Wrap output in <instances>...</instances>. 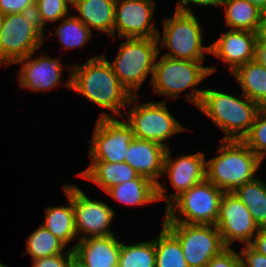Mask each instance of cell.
I'll list each match as a JSON object with an SVG mask.
<instances>
[{"label":"cell","mask_w":266,"mask_h":267,"mask_svg":"<svg viewBox=\"0 0 266 267\" xmlns=\"http://www.w3.org/2000/svg\"><path fill=\"white\" fill-rule=\"evenodd\" d=\"M45 32L34 12L3 15L0 32V65L5 68L27 57L44 45Z\"/></svg>","instance_id":"obj_9"},{"label":"cell","mask_w":266,"mask_h":267,"mask_svg":"<svg viewBox=\"0 0 266 267\" xmlns=\"http://www.w3.org/2000/svg\"><path fill=\"white\" fill-rule=\"evenodd\" d=\"M167 148L148 140L134 139L128 148L124 162L129 164L140 176L160 183Z\"/></svg>","instance_id":"obj_18"},{"label":"cell","mask_w":266,"mask_h":267,"mask_svg":"<svg viewBox=\"0 0 266 267\" xmlns=\"http://www.w3.org/2000/svg\"><path fill=\"white\" fill-rule=\"evenodd\" d=\"M224 133L222 140H242L249 132L261 107L244 94L205 88L197 107Z\"/></svg>","instance_id":"obj_3"},{"label":"cell","mask_w":266,"mask_h":267,"mask_svg":"<svg viewBox=\"0 0 266 267\" xmlns=\"http://www.w3.org/2000/svg\"><path fill=\"white\" fill-rule=\"evenodd\" d=\"M242 141L262 160L266 157V107H262Z\"/></svg>","instance_id":"obj_32"},{"label":"cell","mask_w":266,"mask_h":267,"mask_svg":"<svg viewBox=\"0 0 266 267\" xmlns=\"http://www.w3.org/2000/svg\"><path fill=\"white\" fill-rule=\"evenodd\" d=\"M67 267H87L77 256L73 255L69 261Z\"/></svg>","instance_id":"obj_40"},{"label":"cell","mask_w":266,"mask_h":267,"mask_svg":"<svg viewBox=\"0 0 266 267\" xmlns=\"http://www.w3.org/2000/svg\"><path fill=\"white\" fill-rule=\"evenodd\" d=\"M255 59L266 67V37L258 35Z\"/></svg>","instance_id":"obj_39"},{"label":"cell","mask_w":266,"mask_h":267,"mask_svg":"<svg viewBox=\"0 0 266 267\" xmlns=\"http://www.w3.org/2000/svg\"><path fill=\"white\" fill-rule=\"evenodd\" d=\"M253 5H256L261 11L266 9V0H245Z\"/></svg>","instance_id":"obj_42"},{"label":"cell","mask_w":266,"mask_h":267,"mask_svg":"<svg viewBox=\"0 0 266 267\" xmlns=\"http://www.w3.org/2000/svg\"><path fill=\"white\" fill-rule=\"evenodd\" d=\"M54 34L61 44V47L67 49L84 48L91 41L93 32L75 15H68L60 19Z\"/></svg>","instance_id":"obj_29"},{"label":"cell","mask_w":266,"mask_h":267,"mask_svg":"<svg viewBox=\"0 0 266 267\" xmlns=\"http://www.w3.org/2000/svg\"><path fill=\"white\" fill-rule=\"evenodd\" d=\"M215 152L206 159V179L224 192H233L254 180L262 160L242 140H222Z\"/></svg>","instance_id":"obj_4"},{"label":"cell","mask_w":266,"mask_h":267,"mask_svg":"<svg viewBox=\"0 0 266 267\" xmlns=\"http://www.w3.org/2000/svg\"><path fill=\"white\" fill-rule=\"evenodd\" d=\"M233 193L245 204L259 230H266V181L255 178L237 187Z\"/></svg>","instance_id":"obj_26"},{"label":"cell","mask_w":266,"mask_h":267,"mask_svg":"<svg viewBox=\"0 0 266 267\" xmlns=\"http://www.w3.org/2000/svg\"><path fill=\"white\" fill-rule=\"evenodd\" d=\"M156 250L154 238L129 245L121 240L118 267H155Z\"/></svg>","instance_id":"obj_30"},{"label":"cell","mask_w":266,"mask_h":267,"mask_svg":"<svg viewBox=\"0 0 266 267\" xmlns=\"http://www.w3.org/2000/svg\"><path fill=\"white\" fill-rule=\"evenodd\" d=\"M86 169L76 174L81 179L89 180L96 184L101 191L108 189L128 180H133L139 174L126 162L91 161Z\"/></svg>","instance_id":"obj_20"},{"label":"cell","mask_w":266,"mask_h":267,"mask_svg":"<svg viewBox=\"0 0 266 267\" xmlns=\"http://www.w3.org/2000/svg\"><path fill=\"white\" fill-rule=\"evenodd\" d=\"M259 35L266 37V9L262 11Z\"/></svg>","instance_id":"obj_41"},{"label":"cell","mask_w":266,"mask_h":267,"mask_svg":"<svg viewBox=\"0 0 266 267\" xmlns=\"http://www.w3.org/2000/svg\"><path fill=\"white\" fill-rule=\"evenodd\" d=\"M249 245L258 253L266 256V230H259Z\"/></svg>","instance_id":"obj_38"},{"label":"cell","mask_w":266,"mask_h":267,"mask_svg":"<svg viewBox=\"0 0 266 267\" xmlns=\"http://www.w3.org/2000/svg\"><path fill=\"white\" fill-rule=\"evenodd\" d=\"M70 6L65 0H35L34 14L39 27L45 32L49 23H56L68 16Z\"/></svg>","instance_id":"obj_31"},{"label":"cell","mask_w":266,"mask_h":267,"mask_svg":"<svg viewBox=\"0 0 266 267\" xmlns=\"http://www.w3.org/2000/svg\"><path fill=\"white\" fill-rule=\"evenodd\" d=\"M160 54L159 51L151 81L153 93L165 96L166 100L162 101H167V97L177 99L181 93L190 89L189 93H185L186 99L197 108L205 89L195 87L212 76L218 70L217 67L204 66V61L173 59Z\"/></svg>","instance_id":"obj_2"},{"label":"cell","mask_w":266,"mask_h":267,"mask_svg":"<svg viewBox=\"0 0 266 267\" xmlns=\"http://www.w3.org/2000/svg\"><path fill=\"white\" fill-rule=\"evenodd\" d=\"M134 139L133 129L124 118H100L95 123L93 138L87 140L88 157L91 161L124 162Z\"/></svg>","instance_id":"obj_12"},{"label":"cell","mask_w":266,"mask_h":267,"mask_svg":"<svg viewBox=\"0 0 266 267\" xmlns=\"http://www.w3.org/2000/svg\"><path fill=\"white\" fill-rule=\"evenodd\" d=\"M163 224L178 238L189 267H206L214 256L226 248L215 225L171 221H163Z\"/></svg>","instance_id":"obj_10"},{"label":"cell","mask_w":266,"mask_h":267,"mask_svg":"<svg viewBox=\"0 0 266 267\" xmlns=\"http://www.w3.org/2000/svg\"><path fill=\"white\" fill-rule=\"evenodd\" d=\"M171 18L161 21L163 35L158 31L159 51L167 50L164 55L173 59L205 61L206 53L210 54V45L205 46L203 25L194 12L174 8Z\"/></svg>","instance_id":"obj_5"},{"label":"cell","mask_w":266,"mask_h":267,"mask_svg":"<svg viewBox=\"0 0 266 267\" xmlns=\"http://www.w3.org/2000/svg\"><path fill=\"white\" fill-rule=\"evenodd\" d=\"M115 6L116 0H80L72 9L91 31L95 29L114 39Z\"/></svg>","instance_id":"obj_21"},{"label":"cell","mask_w":266,"mask_h":267,"mask_svg":"<svg viewBox=\"0 0 266 267\" xmlns=\"http://www.w3.org/2000/svg\"><path fill=\"white\" fill-rule=\"evenodd\" d=\"M35 53L36 51L12 64L21 65L15 78L20 88L43 93L56 89L61 84L71 90V77L63 83L62 72L66 69L60 59L46 55L44 50L40 52V56H36Z\"/></svg>","instance_id":"obj_14"},{"label":"cell","mask_w":266,"mask_h":267,"mask_svg":"<svg viewBox=\"0 0 266 267\" xmlns=\"http://www.w3.org/2000/svg\"><path fill=\"white\" fill-rule=\"evenodd\" d=\"M154 244L155 267H189L178 238L163 223L160 233L154 238Z\"/></svg>","instance_id":"obj_27"},{"label":"cell","mask_w":266,"mask_h":267,"mask_svg":"<svg viewBox=\"0 0 266 267\" xmlns=\"http://www.w3.org/2000/svg\"><path fill=\"white\" fill-rule=\"evenodd\" d=\"M239 254L242 267H266V256L258 253L250 245H243Z\"/></svg>","instance_id":"obj_35"},{"label":"cell","mask_w":266,"mask_h":267,"mask_svg":"<svg viewBox=\"0 0 266 267\" xmlns=\"http://www.w3.org/2000/svg\"><path fill=\"white\" fill-rule=\"evenodd\" d=\"M155 0H116L114 39L157 38Z\"/></svg>","instance_id":"obj_15"},{"label":"cell","mask_w":266,"mask_h":267,"mask_svg":"<svg viewBox=\"0 0 266 267\" xmlns=\"http://www.w3.org/2000/svg\"><path fill=\"white\" fill-rule=\"evenodd\" d=\"M221 7H224L226 27L259 34L262 11L256 5L245 0H224Z\"/></svg>","instance_id":"obj_25"},{"label":"cell","mask_w":266,"mask_h":267,"mask_svg":"<svg viewBox=\"0 0 266 267\" xmlns=\"http://www.w3.org/2000/svg\"><path fill=\"white\" fill-rule=\"evenodd\" d=\"M258 33L229 29L212 44L210 54L221 59L232 73L237 67L255 60Z\"/></svg>","instance_id":"obj_17"},{"label":"cell","mask_w":266,"mask_h":267,"mask_svg":"<svg viewBox=\"0 0 266 267\" xmlns=\"http://www.w3.org/2000/svg\"><path fill=\"white\" fill-rule=\"evenodd\" d=\"M105 54L106 51L83 64L64 65L71 77V91L114 114L103 111L98 119L121 118L122 108L129 104L132 95L119 81Z\"/></svg>","instance_id":"obj_1"},{"label":"cell","mask_w":266,"mask_h":267,"mask_svg":"<svg viewBox=\"0 0 266 267\" xmlns=\"http://www.w3.org/2000/svg\"><path fill=\"white\" fill-rule=\"evenodd\" d=\"M224 0H177L175 5L176 9L193 12L191 5L202 6V7H221ZM191 4V5H190Z\"/></svg>","instance_id":"obj_37"},{"label":"cell","mask_w":266,"mask_h":267,"mask_svg":"<svg viewBox=\"0 0 266 267\" xmlns=\"http://www.w3.org/2000/svg\"><path fill=\"white\" fill-rule=\"evenodd\" d=\"M63 192L68 205L48 206L44 210V222L41 223L54 236L60 239L67 247L78 237L75 229L74 210L71 201V184L64 183Z\"/></svg>","instance_id":"obj_22"},{"label":"cell","mask_w":266,"mask_h":267,"mask_svg":"<svg viewBox=\"0 0 266 267\" xmlns=\"http://www.w3.org/2000/svg\"><path fill=\"white\" fill-rule=\"evenodd\" d=\"M223 194V190L205 179L175 198L165 208L163 221L215 225Z\"/></svg>","instance_id":"obj_8"},{"label":"cell","mask_w":266,"mask_h":267,"mask_svg":"<svg viewBox=\"0 0 266 267\" xmlns=\"http://www.w3.org/2000/svg\"><path fill=\"white\" fill-rule=\"evenodd\" d=\"M74 253H60L55 256H48L32 260L31 267H67L69 259Z\"/></svg>","instance_id":"obj_36"},{"label":"cell","mask_w":266,"mask_h":267,"mask_svg":"<svg viewBox=\"0 0 266 267\" xmlns=\"http://www.w3.org/2000/svg\"><path fill=\"white\" fill-rule=\"evenodd\" d=\"M35 0H0V14L33 12Z\"/></svg>","instance_id":"obj_34"},{"label":"cell","mask_w":266,"mask_h":267,"mask_svg":"<svg viewBox=\"0 0 266 267\" xmlns=\"http://www.w3.org/2000/svg\"><path fill=\"white\" fill-rule=\"evenodd\" d=\"M0 267H9V266H7L5 264H2L1 261H0Z\"/></svg>","instance_id":"obj_45"},{"label":"cell","mask_w":266,"mask_h":267,"mask_svg":"<svg viewBox=\"0 0 266 267\" xmlns=\"http://www.w3.org/2000/svg\"><path fill=\"white\" fill-rule=\"evenodd\" d=\"M68 5L72 8L77 2H79L80 0H65Z\"/></svg>","instance_id":"obj_43"},{"label":"cell","mask_w":266,"mask_h":267,"mask_svg":"<svg viewBox=\"0 0 266 267\" xmlns=\"http://www.w3.org/2000/svg\"><path fill=\"white\" fill-rule=\"evenodd\" d=\"M139 95L132 96L129 110L124 111V119L133 129L134 137L140 140L154 141L169 149L167 140L175 134L187 131V127L175 118L167 106V101H149L142 103Z\"/></svg>","instance_id":"obj_7"},{"label":"cell","mask_w":266,"mask_h":267,"mask_svg":"<svg viewBox=\"0 0 266 267\" xmlns=\"http://www.w3.org/2000/svg\"><path fill=\"white\" fill-rule=\"evenodd\" d=\"M118 236L89 237L71 248L87 267H118L121 241Z\"/></svg>","instance_id":"obj_19"},{"label":"cell","mask_w":266,"mask_h":267,"mask_svg":"<svg viewBox=\"0 0 266 267\" xmlns=\"http://www.w3.org/2000/svg\"><path fill=\"white\" fill-rule=\"evenodd\" d=\"M239 83L242 94L258 104L266 107V67L256 59L237 67L231 73Z\"/></svg>","instance_id":"obj_24"},{"label":"cell","mask_w":266,"mask_h":267,"mask_svg":"<svg viewBox=\"0 0 266 267\" xmlns=\"http://www.w3.org/2000/svg\"><path fill=\"white\" fill-rule=\"evenodd\" d=\"M226 247L234 242L249 245L259 231L248 207L233 192H224L215 224Z\"/></svg>","instance_id":"obj_16"},{"label":"cell","mask_w":266,"mask_h":267,"mask_svg":"<svg viewBox=\"0 0 266 267\" xmlns=\"http://www.w3.org/2000/svg\"><path fill=\"white\" fill-rule=\"evenodd\" d=\"M113 61H108L121 84L137 96L146 79L153 77L159 54L157 38H124Z\"/></svg>","instance_id":"obj_6"},{"label":"cell","mask_w":266,"mask_h":267,"mask_svg":"<svg viewBox=\"0 0 266 267\" xmlns=\"http://www.w3.org/2000/svg\"><path fill=\"white\" fill-rule=\"evenodd\" d=\"M2 21H3V15L0 14V32H1V25H2Z\"/></svg>","instance_id":"obj_44"},{"label":"cell","mask_w":266,"mask_h":267,"mask_svg":"<svg viewBox=\"0 0 266 267\" xmlns=\"http://www.w3.org/2000/svg\"><path fill=\"white\" fill-rule=\"evenodd\" d=\"M113 200L130 207L154 204L157 201L156 184L144 176L120 183L105 192Z\"/></svg>","instance_id":"obj_23"},{"label":"cell","mask_w":266,"mask_h":267,"mask_svg":"<svg viewBox=\"0 0 266 267\" xmlns=\"http://www.w3.org/2000/svg\"><path fill=\"white\" fill-rule=\"evenodd\" d=\"M206 267H242L239 251H235L233 246L226 247L214 256Z\"/></svg>","instance_id":"obj_33"},{"label":"cell","mask_w":266,"mask_h":267,"mask_svg":"<svg viewBox=\"0 0 266 267\" xmlns=\"http://www.w3.org/2000/svg\"><path fill=\"white\" fill-rule=\"evenodd\" d=\"M25 241L26 250L22 256L29 254L32 260L55 256L60 253H74L72 249L64 252L67 246L42 224Z\"/></svg>","instance_id":"obj_28"},{"label":"cell","mask_w":266,"mask_h":267,"mask_svg":"<svg viewBox=\"0 0 266 267\" xmlns=\"http://www.w3.org/2000/svg\"><path fill=\"white\" fill-rule=\"evenodd\" d=\"M71 201L78 240L116 235L111 231L116 210L110 205L101 200L91 199L80 186L73 183Z\"/></svg>","instance_id":"obj_13"},{"label":"cell","mask_w":266,"mask_h":267,"mask_svg":"<svg viewBox=\"0 0 266 267\" xmlns=\"http://www.w3.org/2000/svg\"><path fill=\"white\" fill-rule=\"evenodd\" d=\"M171 153L170 148L167 149L161 178L168 176L167 179L175 191L169 193L162 183L156 185L157 201L164 200L165 208L180 194L206 179V153L198 151L176 158Z\"/></svg>","instance_id":"obj_11"}]
</instances>
